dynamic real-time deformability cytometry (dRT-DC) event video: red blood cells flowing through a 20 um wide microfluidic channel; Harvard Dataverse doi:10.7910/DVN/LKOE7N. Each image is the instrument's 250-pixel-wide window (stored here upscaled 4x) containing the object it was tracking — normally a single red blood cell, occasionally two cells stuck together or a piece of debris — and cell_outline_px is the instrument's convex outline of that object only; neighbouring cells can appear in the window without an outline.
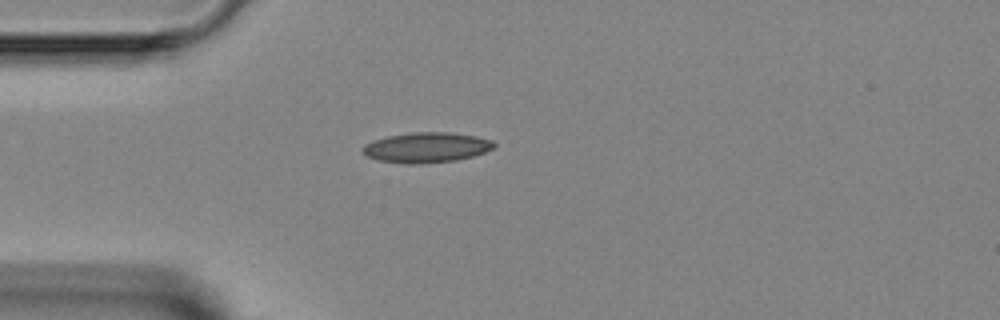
{"species": "Egyptian fruit bat (a non-hibernating species)", "species_latin": "Rousettus aegyptiacus", "temperature_condition": "room temperature", "stored_images_in_passage": 1, "camera_frame_rate_fps": 3000, "um_per_image_px": 0.085, "animal": {"sex": "female"}, "frame": {"image": 1, "passage_image": 1, "time_ms": 0.0, "image_size_px": [1000, 320], "cell_outline_px": [[496, 144], [492, 148], [484, 152], [472, 156], [456, 160], [412, 164], [408, 164], [380, 160], [368, 156], [364, 152], [364, 144], [388, 136], [412, 132], [452, 132], [476, 136], [492, 140]], "centroid_in_image_um": [36.29, 12.52], "position_along_channel_um": 48.7, "area_um2": 22.72}}